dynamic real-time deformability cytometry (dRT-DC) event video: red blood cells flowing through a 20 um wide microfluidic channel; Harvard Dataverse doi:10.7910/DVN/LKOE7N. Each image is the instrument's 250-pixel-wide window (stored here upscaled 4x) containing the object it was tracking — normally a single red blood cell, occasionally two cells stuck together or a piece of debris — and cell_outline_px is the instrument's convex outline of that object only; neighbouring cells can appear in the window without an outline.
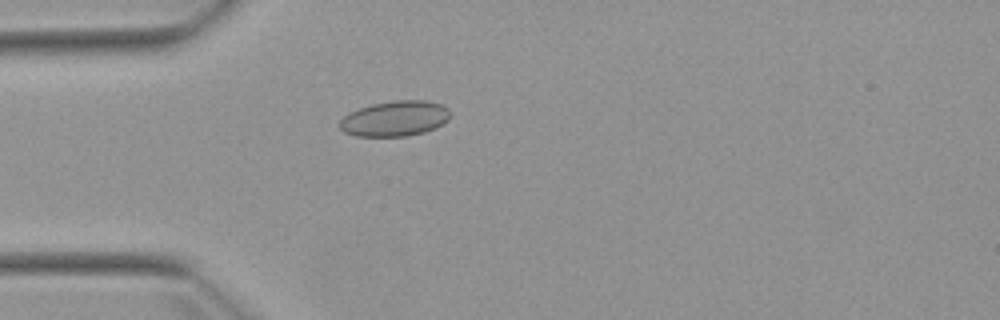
{"species": "Egyptian fruit bat (a non-hibernating species)", "species_latin": "Rousettus aegyptiacus", "temperature_condition": "warm", "stored_images_in_passage": 4, "camera_frame_rate_fps": 3000, "um_per_image_px": 0.085, "animal": {"sex": "female"}, "frame": {"image": 1, "passage_image": 4, "time_ms": 3.667, "image_size_px": [1000, 320], "cell_outline_px": [[452, 112], [448, 120], [436, 128], [424, 132], [408, 136], [356, 136], [344, 132], [340, 128], [340, 120], [348, 112], [372, 104], [396, 100], [424, 100], [440, 104], [448, 108]], "centroid_in_image_um": [33.59, 10.08], "position_along_channel_um": 51.4, "area_um2": 22.89}}